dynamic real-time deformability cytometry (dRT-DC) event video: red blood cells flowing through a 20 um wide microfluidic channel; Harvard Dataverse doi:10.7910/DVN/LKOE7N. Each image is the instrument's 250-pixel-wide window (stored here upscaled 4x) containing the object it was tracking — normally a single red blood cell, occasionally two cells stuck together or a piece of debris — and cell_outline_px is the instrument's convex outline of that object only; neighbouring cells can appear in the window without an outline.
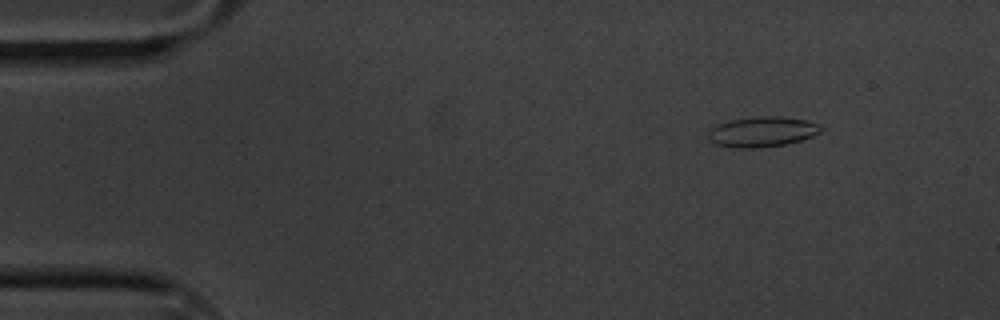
{"species": "common noctule bat (a hibernating species)", "species_latin": "Nyctalus noctula", "temperature_condition": "cold", "stored_images_in_passage": 54, "camera_frame_rate_fps": 3000, "um_per_image_px": 0.085, "animal": {"sex": "male", "body_mass_g": 20.1, "forearm_length_mm": 53.5}, "frame": {"image": 1, "passage_image": 1, "time_ms": 0.0, "image_size_px": [1000, 320], "cell_outline_px": [[824, 128], [820, 132], [812, 136], [800, 140], [784, 144], [760, 148], [740, 148], [716, 144], [708, 140], [708, 132], [716, 124], [732, 120], [756, 116], [780, 116], [808, 120], [820, 124]], "centroid_in_image_um": [64.8, 11.19], "position_along_channel_um": 20.2, "area_um2": 19.94}}
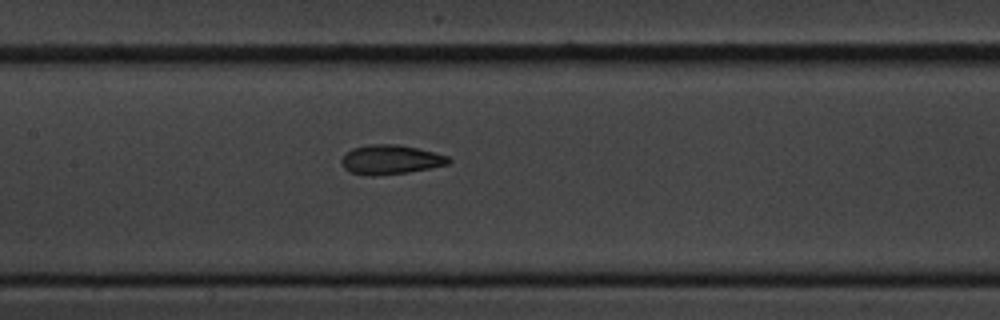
{"frame": {"image": 2, "passage_image": 22, "time_ms": 7.0, "image_size_px": [1000, 320], "cell_outline_px": [[452, 160], [448, 164], [408, 172], [372, 176], [368, 176], [348, 172], [344, 168], [340, 160], [352, 148], [368, 144], [396, 144], [416, 148], [448, 156]], "centroid_in_image_um": [33.16, 13.57], "position_along_channel_um": 174.2, "area_um2": 18.21}}
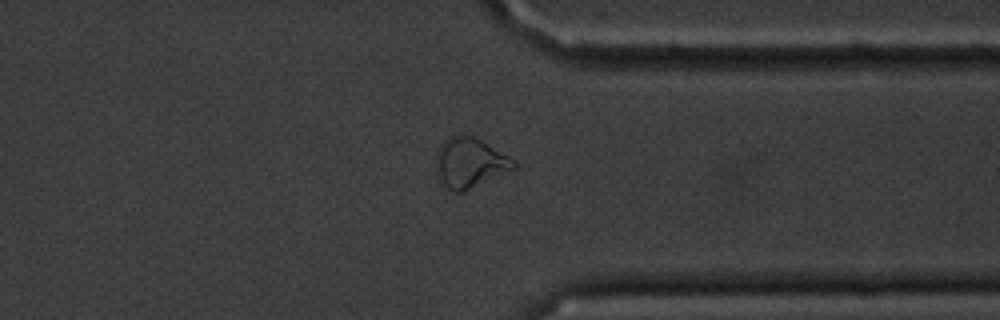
{"frame": {"image": 3, "passage_image": 40, "time_ms": 13.0, "image_size_px": [1000, 320], "cell_outline_px": [[516, 168], [464, 192], [452, 192], [444, 184], [440, 176], [436, 164], [436, 152], [440, 144], [444, 140], [452, 136], [472, 136], [480, 140], [508, 156], [516, 164]], "centroid_in_image_um": [39.93, 13.85], "position_along_channel_um": 371.5, "area_um2": 22.08}, "authors_computed_cell_mechanics": {"area_um2": 19.2185, "velocity_mm_per_s": 3.3281, "shape_relaxation_time_tau1_ms": 6.5042, "shape_relaxation_time_tau2_ms": 1.6194, "deformation_change_tau1": 0.1469, "deformation_change_tau2": 0.084}}